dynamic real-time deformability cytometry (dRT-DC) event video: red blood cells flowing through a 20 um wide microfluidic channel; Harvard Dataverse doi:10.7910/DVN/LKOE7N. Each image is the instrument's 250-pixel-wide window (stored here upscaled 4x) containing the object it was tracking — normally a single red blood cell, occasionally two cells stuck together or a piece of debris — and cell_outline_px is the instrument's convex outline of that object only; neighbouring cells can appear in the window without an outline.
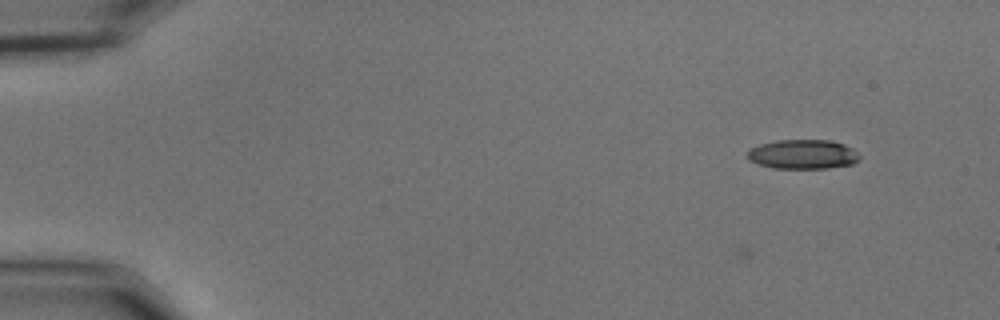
{"species": "common noctule bat (a hibernating species)", "species_latin": "Nyctalus noctula", "temperature_condition": "cold", "stored_images_in_passage": 10, "camera_frame_rate_fps": 3000, "um_per_image_px": 0.085, "animal": {"sex": "male", "body_mass_g": 15.6}, "frame": {"image": 1, "passage_image": 10, "time_ms": 3.0, "image_size_px": [1000, 320], "cell_outline_px": [[860, 156], [852, 164], [828, 168], [772, 168], [756, 164], [748, 156], [748, 148], [760, 144], [776, 140], [828, 140], [844, 144], [852, 148]], "centroid_in_image_um": [68.21, 13.11], "position_along_channel_um": 16.8, "area_um2": 19.13}}